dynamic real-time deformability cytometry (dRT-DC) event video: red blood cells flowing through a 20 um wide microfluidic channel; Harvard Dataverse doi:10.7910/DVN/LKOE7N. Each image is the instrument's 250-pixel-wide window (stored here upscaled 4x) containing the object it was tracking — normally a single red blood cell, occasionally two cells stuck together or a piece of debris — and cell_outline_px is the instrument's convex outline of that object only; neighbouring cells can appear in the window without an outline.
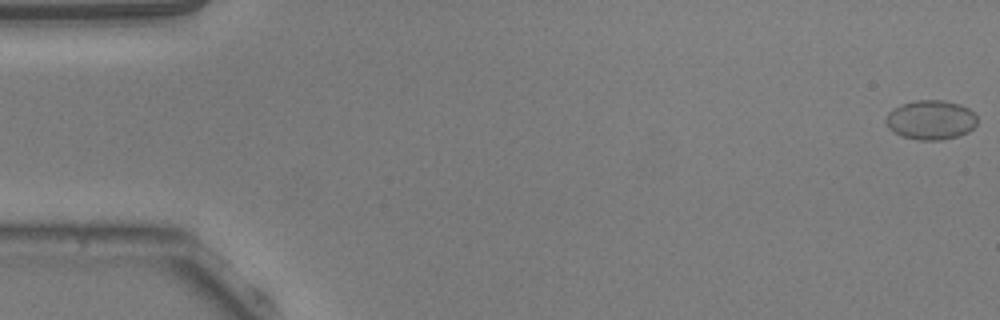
{"species": "common noctule bat (a hibernating species)", "species_latin": "Nyctalus noctula", "temperature_condition": "warm", "stored_images_in_passage": 53, "camera_frame_rate_fps": 3000, "um_per_image_px": 0.085, "animal": {"sex": "male", "body_mass_g": 20.5, "forearm_length_mm": 52.5}, "frame": {"image": 1, "passage_image": 1, "time_ms": 0.0, "image_size_px": [1000, 320], "cell_outline_px": [[976, 124], [968, 132], [956, 136], [940, 140], [920, 140], [900, 136], [892, 132], [888, 128], [884, 120], [888, 112], [892, 108], [900, 104], [916, 100], [944, 100], [960, 104], [968, 108], [976, 116]], "centroid_in_image_um": [79.06, 10.18], "position_along_channel_um": 5.9, "area_um2": 21.15}}
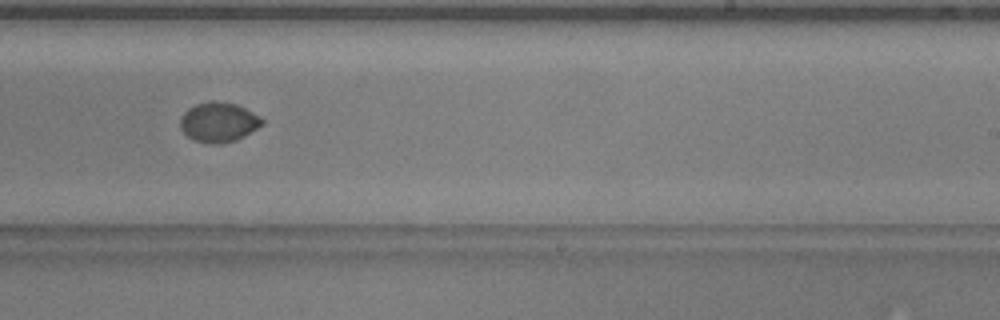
{"frame": {"image": 2, "passage_image": 33, "time_ms": 10.667, "image_size_px": [1000, 320], "cell_outline_px": [[264, 124], [244, 136], [236, 140], [220, 144], [208, 144], [192, 140], [180, 128], [180, 116], [188, 108], [196, 104], [212, 100], [216, 100], [236, 104], [244, 108], [264, 120]], "centroid_in_image_um": [18.55, 10.39], "position_along_channel_um": 270.5, "area_um2": 19.07}}
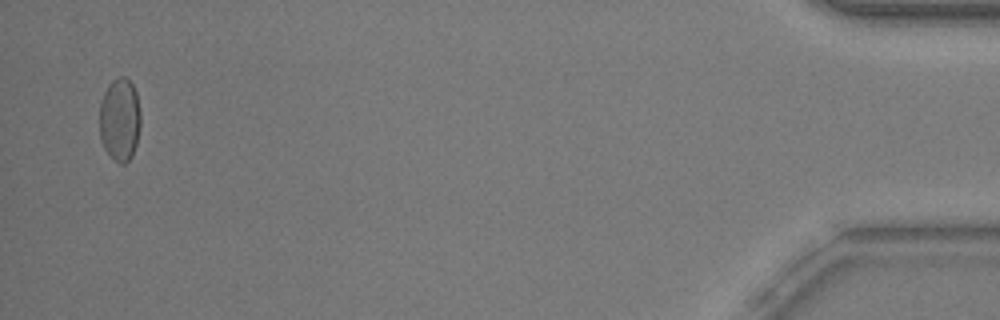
{"frame": {"image": 3, "passage_image": 52, "time_ms": 17.0, "image_size_px": [1000, 320], "cell_outline_px": [[140, 124], [136, 144], [132, 156], [124, 164], [120, 164], [112, 160], [104, 148], [100, 140], [100, 104], [104, 92], [108, 84], [112, 80], [120, 76], [124, 76], [132, 84], [136, 92], [140, 112]], "centroid_in_image_um": [10.17, 10.18], "position_along_channel_um": 425.0, "area_um2": 20.06}}